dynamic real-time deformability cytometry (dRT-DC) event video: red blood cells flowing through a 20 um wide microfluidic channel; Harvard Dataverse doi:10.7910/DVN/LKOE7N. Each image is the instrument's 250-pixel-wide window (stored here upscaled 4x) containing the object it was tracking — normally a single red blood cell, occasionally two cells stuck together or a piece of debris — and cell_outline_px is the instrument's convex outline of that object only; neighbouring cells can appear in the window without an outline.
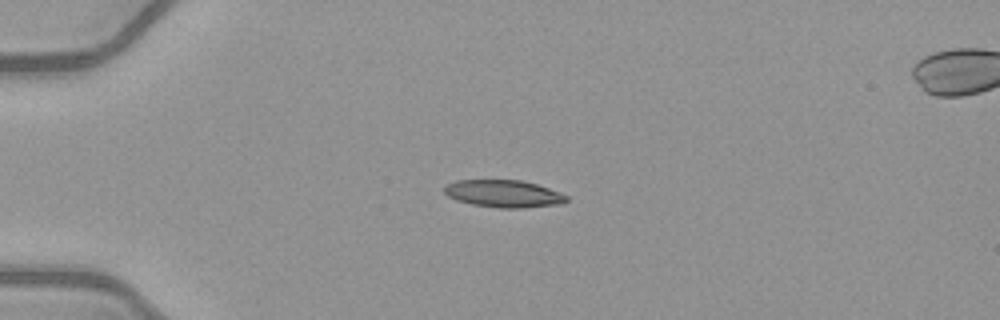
{"species": "common noctule bat (a hibernating species)", "species_latin": "Nyctalus noctula", "temperature_condition": "warm", "stored_images_in_passage": 20, "camera_frame_rate_fps": 3000, "um_per_image_px": 0.085, "animal": {"sex": "female", "body_mass_g": 21.9}, "frame": {"image": 1, "passage_image": 1, "time_ms": 0.0, "image_size_px": [1000, 320], "cell_outline_px": [[568, 200], [564, 204], [524, 208], [500, 208], [472, 204], [456, 200], [448, 196], [444, 192], [444, 188], [448, 184], [456, 180], [520, 180], [536, 184], [548, 188], [568, 196]], "centroid_in_image_um": [42.83, 16.47], "position_along_channel_um": 42.2, "area_um2": 19.48}}
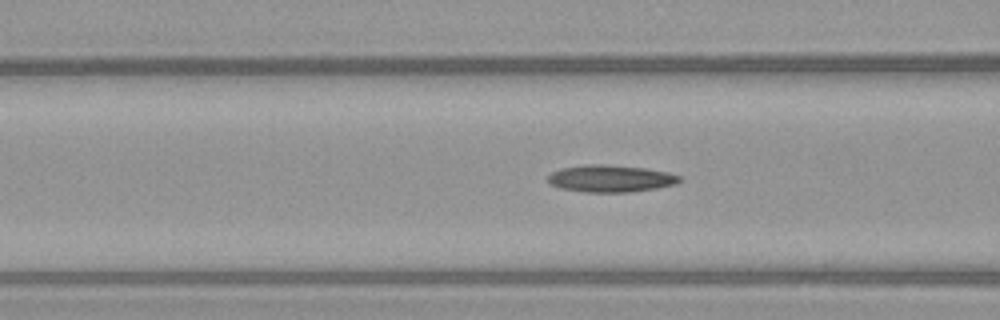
{"frame": {"image": 2, "passage_image": 9, "time_ms": 2.667, "image_size_px": [1000, 320], "cell_outline_px": [[680, 180], [676, 184], [656, 188], [628, 192], [584, 192], [560, 188], [548, 184], [548, 176], [552, 172], [560, 168], [588, 164], [604, 164], [644, 168], [668, 172], [680, 176]], "centroid_in_image_um": [51.86, 15.17], "position_along_channel_um": 114.7, "area_um2": 20.75}}
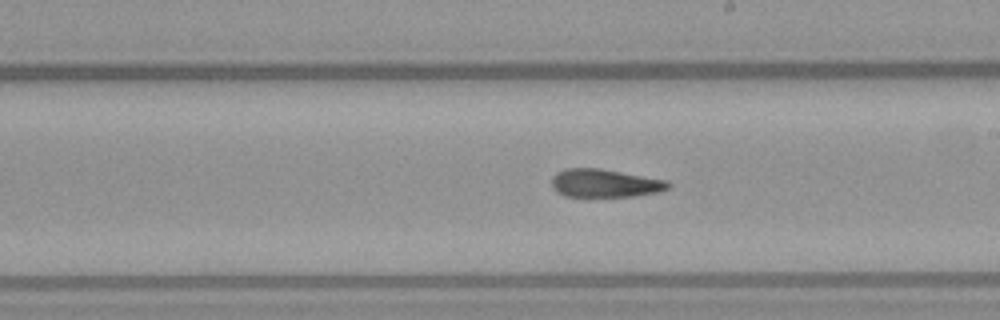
{"frame": {"image": 3, "passage_image": 18, "time_ms": 5.667, "image_size_px": [1000, 320], "cell_outline_px": [[672, 184], [668, 188], [660, 192], [632, 196], [588, 200], [564, 196], [556, 192], [552, 184], [552, 176], [556, 172], [564, 168], [600, 168], [668, 180]], "centroid_in_image_um": [51.37, 15.62], "position_along_channel_um": 237.6, "area_um2": 20.23}}